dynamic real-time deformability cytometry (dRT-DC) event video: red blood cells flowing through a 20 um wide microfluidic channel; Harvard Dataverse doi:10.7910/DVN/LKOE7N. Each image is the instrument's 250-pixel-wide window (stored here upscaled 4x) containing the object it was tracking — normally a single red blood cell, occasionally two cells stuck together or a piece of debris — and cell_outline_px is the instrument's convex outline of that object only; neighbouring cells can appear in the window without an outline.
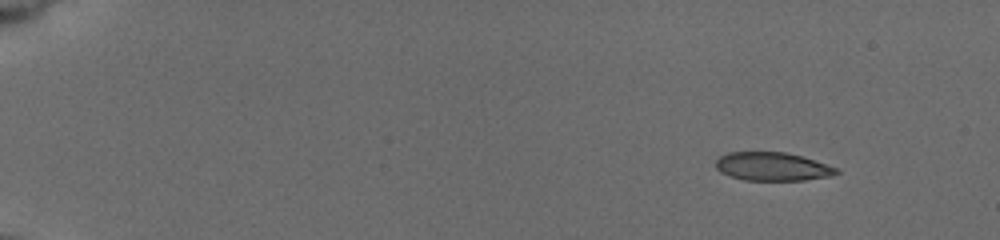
{"species": "common noctule bat (a hibernating species)", "species_latin": "Nyctalus noctula", "temperature_condition": "cold", "stored_images_in_passage": 38, "camera_frame_rate_fps": 3000, "um_per_image_px": 0.085, "animal": {"sex": "female", "body_mass_g": 19.5, "forearm_length_mm": 54.1}, "frame": {"image": 1, "passage_image": 5, "time_ms": 1.667, "image_size_px": [1000, 240], "cell_outline_px": [[840, 172], [832, 176], [804, 180], [744, 180], [720, 172], [716, 168], [716, 160], [720, 156], [728, 152], [784, 152], [800, 156], [840, 168]], "centroid_in_image_um": [65.68, 14.16], "position_along_channel_um": 19.3, "area_um2": 19.94}}
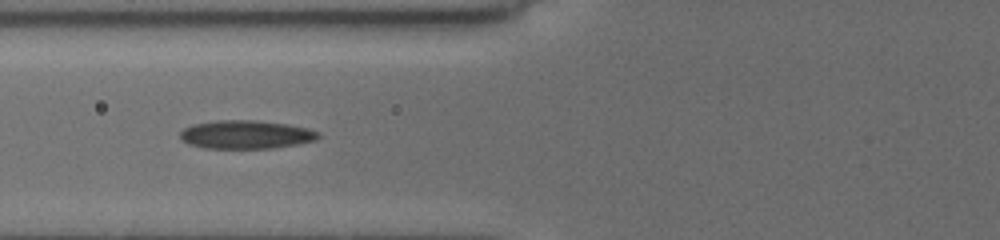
{"frame": {"image": 2, "passage_image": 28, "time_ms": 7.667, "image_size_px": [1000, 240], "cell_outline_px": [[320, 136], [316, 140], [296, 144], [272, 148], [204, 148], [188, 144], [180, 136], [180, 132], [184, 128], [192, 124], [216, 120], [260, 120], [288, 124], [308, 128], [320, 132]], "centroid_in_image_um": [20.92, 11.42], "position_along_channel_um": 104.9, "area_um2": 23.0}}
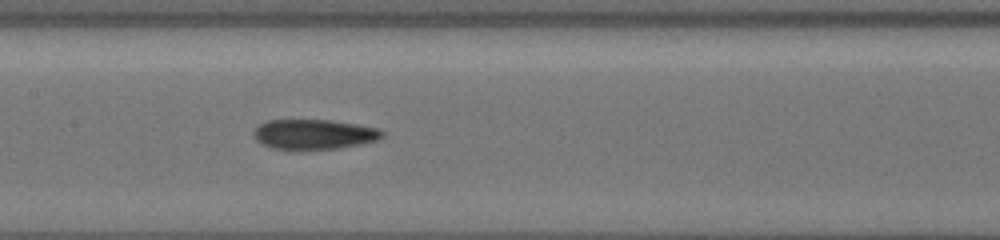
{"frame": {"image": 3, "passage_image": 38, "time_ms": 9.667, "image_size_px": [1000, 240], "cell_outline_px": [[384, 136], [376, 140], [360, 144], [336, 148], [272, 148], [256, 140], [252, 132], [260, 124], [268, 120], [332, 120], [380, 128], [384, 132]], "centroid_in_image_um": [26.72, 11.39], "position_along_channel_um": 180.7, "area_um2": 22.02}}